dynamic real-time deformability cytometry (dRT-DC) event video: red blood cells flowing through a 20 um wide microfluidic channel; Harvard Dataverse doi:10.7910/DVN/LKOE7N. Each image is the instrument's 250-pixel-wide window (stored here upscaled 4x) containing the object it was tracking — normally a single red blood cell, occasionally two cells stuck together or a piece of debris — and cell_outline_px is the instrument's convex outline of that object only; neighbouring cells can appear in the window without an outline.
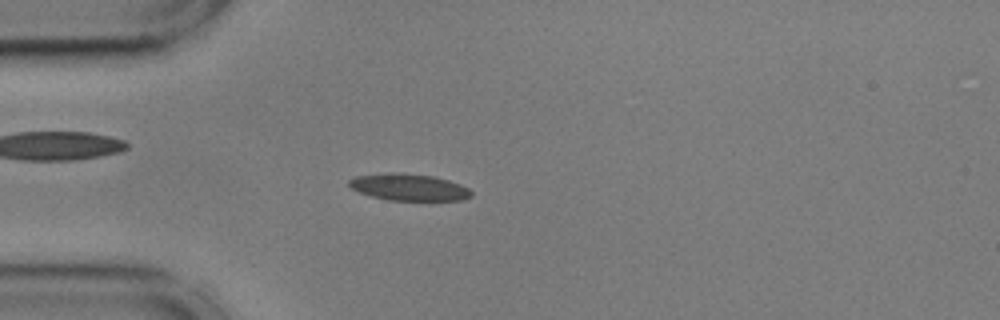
{"species": "common noctule bat (a hibernating species)", "species_latin": "Nyctalus noctula", "temperature_condition": "cold", "stored_images_in_passage": 55, "camera_frame_rate_fps": 3000, "um_per_image_px": 0.085, "animal": {"sex": "male", "body_mass_g": 17.9, "forearm_length_mm": 54.2}, "frame": {"image": 1, "passage_image": 14, "time_ms": 4.333, "image_size_px": [1000, 320], "cell_outline_px": [[472, 196], [464, 200], [388, 200], [372, 196], [360, 192], [352, 188], [348, 184], [348, 180], [356, 176], [392, 172], [400, 172], [432, 176], [448, 180], [460, 184], [468, 188], [472, 192]], "centroid_in_image_um": [34.77, 15.91], "position_along_channel_um": 50.2, "area_um2": 19.02}}
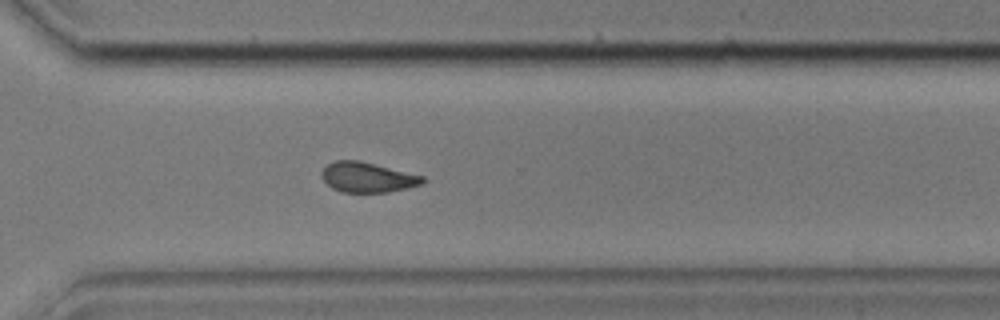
{"frame": {"image": 2, "passage_image": 39, "time_ms": 12.667, "image_size_px": [1000, 320], "cell_outline_px": [[424, 184], [408, 188], [388, 192], [340, 192], [332, 188], [320, 176], [320, 172], [328, 164], [336, 160], [360, 160], [424, 176]], "centroid_in_image_um": [31.24, 15.07], "position_along_channel_um": 339.4, "area_um2": 17.8}}
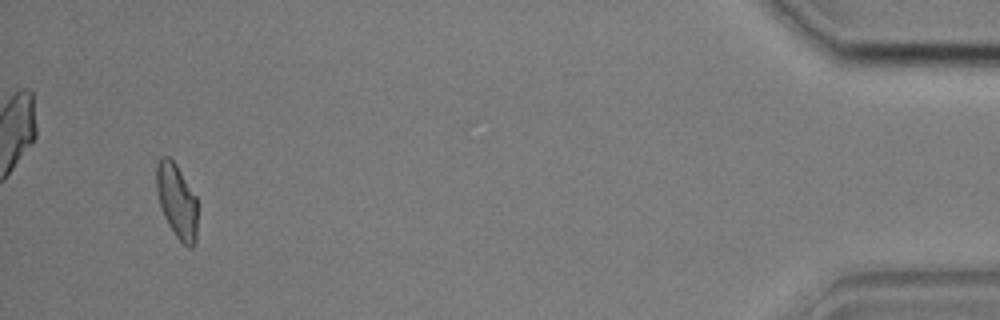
{"frame": {"image": 3, "passage_image": 52, "time_ms": 17.0, "image_size_px": [1000, 320], "cell_outline_px": [[196, 240], [192, 248], [188, 248], [176, 236], [168, 224], [164, 216], [156, 192], [156, 164], [160, 156], [168, 156], [176, 164], [196, 196]], "centroid_in_image_um": [15.01, 17.06], "position_along_channel_um": 420.2, "area_um2": 17.74}, "authors_computed_cell_mechanics": {"area_um2": 18.2648, "velocity_mm_per_s": 3.5903, "shape_relaxation_time_tau1_ms": 4.1358, "shape_relaxation_time_tau2_ms": 8.0774, "deformation_change_tau1": 0.1259, "deformation_change_tau2": 0.1336}}